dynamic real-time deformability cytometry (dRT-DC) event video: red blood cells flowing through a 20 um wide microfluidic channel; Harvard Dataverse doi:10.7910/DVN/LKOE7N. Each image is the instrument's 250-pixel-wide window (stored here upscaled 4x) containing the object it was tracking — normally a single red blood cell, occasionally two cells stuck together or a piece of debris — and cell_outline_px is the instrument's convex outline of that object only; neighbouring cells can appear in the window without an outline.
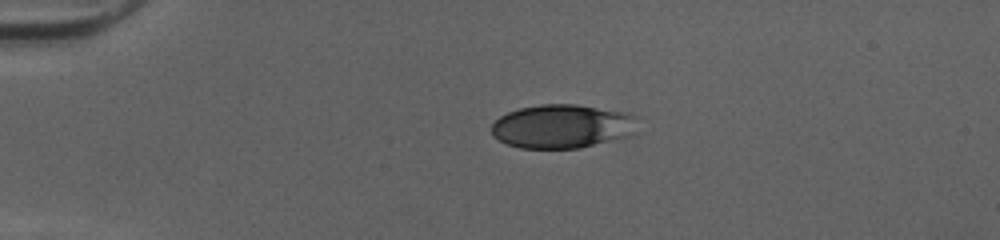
{"species": "human", "species_latin": "Homo sapiens", "temperature_condition": "cold", "stored_images_in_passage": 40, "camera_frame_rate_fps": 3000, "um_per_image_px": 0.085, "donor": {"sex": "female"}, "frame": {"image": 1, "passage_image": 1, "time_ms": 0.0, "image_size_px": [1000, 240], "cell_outline_px": [[640, 116], [636, 132], [632, 136], [580, 148], [520, 148], [508, 144], [492, 136], [492, 124], [500, 116], [508, 112], [520, 108], [540, 104], [576, 104], [628, 112]], "centroid_in_image_um": [47.88, 10.73], "position_along_channel_um": 37.1, "area_um2": 37.92}}
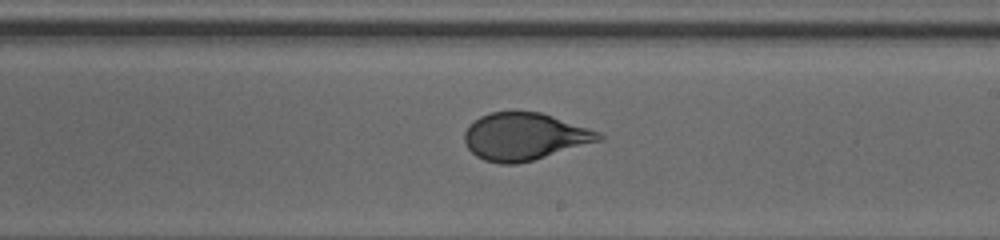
{"frame": {"image": 2, "passage_image": 20, "time_ms": 6.333, "image_size_px": [1000, 240], "cell_outline_px": [[604, 140], [532, 160], [516, 164], [500, 164], [484, 160], [476, 156], [468, 148], [464, 140], [464, 132], [468, 124], [480, 116], [492, 112], [540, 112], [600, 132], [604, 136]], "centroid_in_image_um": [44.57, 11.61], "position_along_channel_um": 244.4, "area_um2": 36.93}}
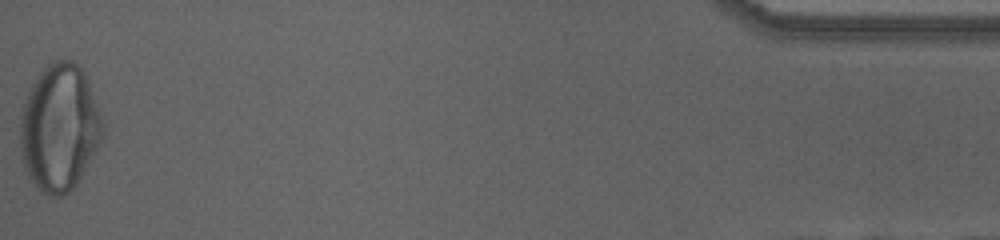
{"frame": {"image": 3, "passage_image": 40, "time_ms": 13.0, "image_size_px": [1000, 240], "cell_outline_px": [[104, 136], [76, 184], [68, 192], [60, 196], [48, 196], [40, 192], [36, 188], [24, 164], [20, 148], [20, 120], [24, 104], [28, 92], [32, 84], [40, 72], [52, 60], [72, 60], [84, 72], [88, 80], [104, 124]], "centroid_in_image_um": [5.06, 10.85], "position_along_channel_um": 430.1, "area_um2": 60.69}, "authors_computed_cell_mechanics": {"area_um2": 37.8879, "velocity_mm_per_s": 4.0532, "shape_relaxation_time_tau1_ms": 7.1924, "shape_relaxation_time_tau2_ms": null, "deformation_change_tau1": 0.2038, "deformation_change_tau2": null}}